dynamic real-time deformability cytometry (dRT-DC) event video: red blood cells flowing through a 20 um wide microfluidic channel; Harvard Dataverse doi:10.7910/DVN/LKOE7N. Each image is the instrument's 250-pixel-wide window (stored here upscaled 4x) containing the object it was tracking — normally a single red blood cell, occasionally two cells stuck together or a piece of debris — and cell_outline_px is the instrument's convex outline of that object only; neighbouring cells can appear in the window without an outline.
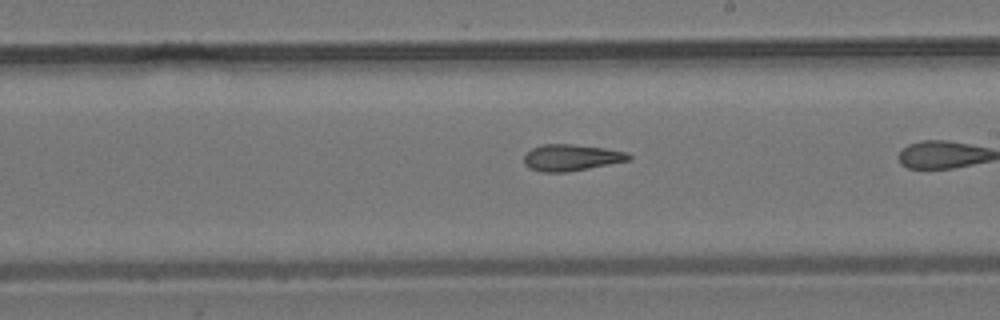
{"species": "common noctule bat (a hibernating species)", "species_latin": "Nyctalus noctula", "temperature_condition": "room temperature", "stored_images_in_passage": 23, "camera_frame_rate_fps": 3000, "um_per_image_px": 0.085, "animal": {"sex": "male", "body_mass_g": 19.2, "forearm_length_mm": 51.8}, "frame": {"image": 1, "passage_image": 14, "time_ms": 4.333, "image_size_px": [1000, 320], "cell_outline_px": [[632, 160], [568, 172], [540, 172], [528, 168], [524, 164], [524, 156], [532, 148], [540, 144], [572, 144], [604, 148], [628, 152], [632, 156]], "centroid_in_image_um": [48.57, 13.4], "position_along_channel_um": 240.4, "area_um2": 16.36}}
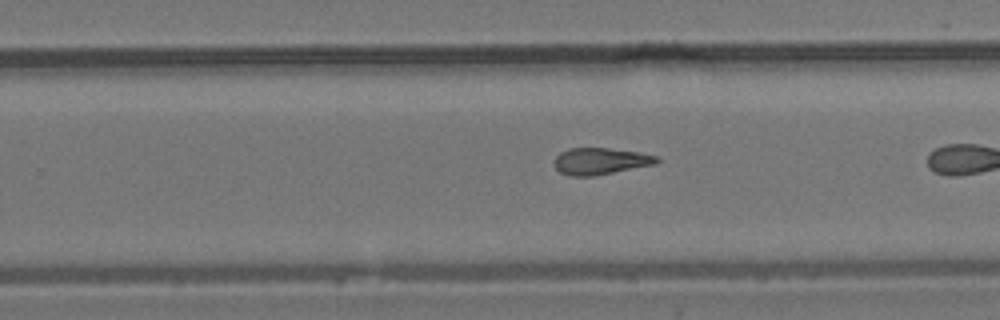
{"frame": {"image": 2, "passage_image": 17, "time_ms": 5.333, "image_size_px": [1000, 320], "cell_outline_px": [[660, 160], [656, 164], [592, 176], [568, 176], [560, 172], [552, 164], [552, 160], [560, 152], [568, 148], [608, 148], [640, 152], [656, 156]], "centroid_in_image_um": [50.98, 13.69], "position_along_channel_um": 278.8, "area_um2": 16.07}}
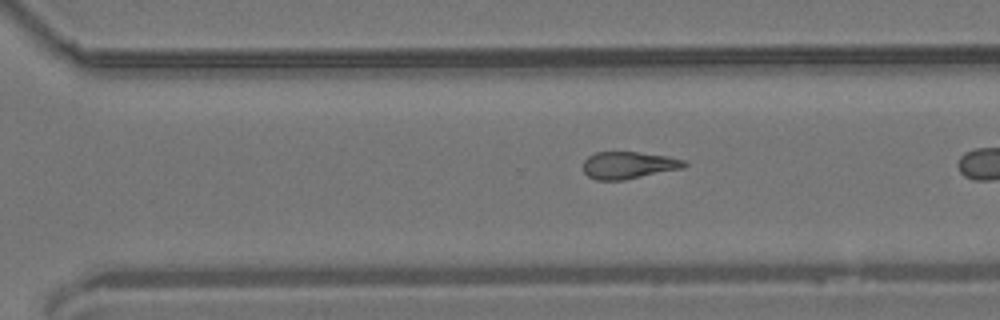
{"frame": {"image": 3, "passage_image": 20, "time_ms": 6.333, "image_size_px": [1000, 320], "cell_outline_px": [[688, 164], [684, 168], [624, 180], [596, 180], [588, 176], [584, 172], [584, 160], [588, 156], [596, 152], [636, 152], [668, 156], [684, 160]], "centroid_in_image_um": [53.43, 14.04], "position_along_channel_um": 317.2, "area_um2": 16.01}}